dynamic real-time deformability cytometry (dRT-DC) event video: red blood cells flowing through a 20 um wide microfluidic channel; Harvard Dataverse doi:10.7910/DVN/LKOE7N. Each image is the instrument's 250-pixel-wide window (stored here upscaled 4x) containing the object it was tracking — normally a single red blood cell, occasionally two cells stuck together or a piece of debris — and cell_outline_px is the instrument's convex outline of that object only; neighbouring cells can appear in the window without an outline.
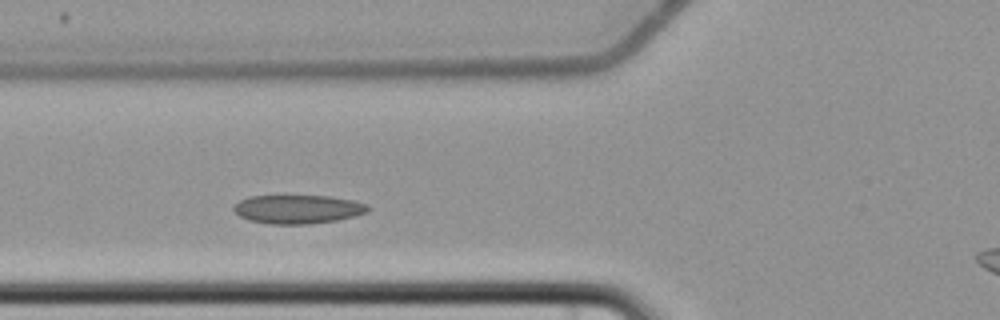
{"species": "common noctule bat (a hibernating species)", "species_latin": "Nyctalus noctula", "temperature_condition": "cold", "stored_images_in_passage": 3, "camera_frame_rate_fps": 3000, "um_per_image_px": 0.085, "animal": {"sex": "female", "body_mass_g": 22.7, "forearm_length_mm": 54.2}, "frame": {"image": 1, "passage_image": 2, "time_ms": 1.333, "image_size_px": [1000, 320], "cell_outline_px": [[372, 208], [368, 212], [336, 220], [308, 224], [268, 224], [248, 220], [240, 216], [232, 208], [240, 200], [248, 196], [328, 196], [352, 200], [368, 204]], "centroid_in_image_um": [25.32, 17.78], "position_along_channel_um": 100.5, "area_um2": 22.43}}
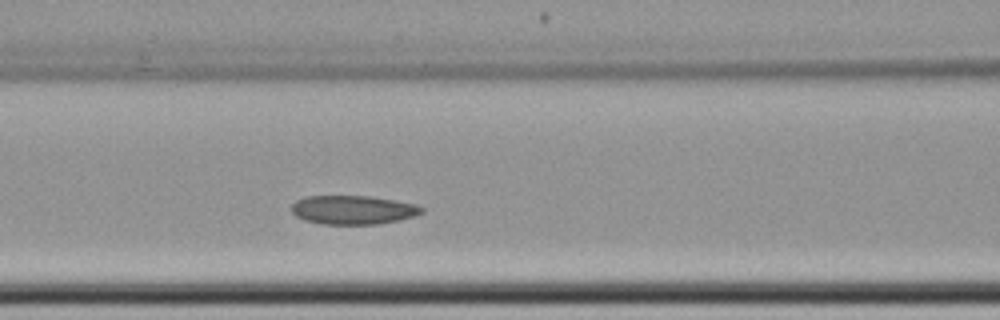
{"frame": {"image": 2, "passage_image": 3, "time_ms": 2.333, "image_size_px": [1000, 320], "cell_outline_px": [[424, 212], [416, 216], [400, 220], [376, 224], [320, 224], [304, 220], [296, 216], [292, 212], [292, 204], [296, 200], [304, 196], [368, 196], [396, 200], [416, 204], [424, 208]], "centroid_in_image_um": [30.03, 17.84], "position_along_channel_um": 136.6, "area_um2": 22.08}}